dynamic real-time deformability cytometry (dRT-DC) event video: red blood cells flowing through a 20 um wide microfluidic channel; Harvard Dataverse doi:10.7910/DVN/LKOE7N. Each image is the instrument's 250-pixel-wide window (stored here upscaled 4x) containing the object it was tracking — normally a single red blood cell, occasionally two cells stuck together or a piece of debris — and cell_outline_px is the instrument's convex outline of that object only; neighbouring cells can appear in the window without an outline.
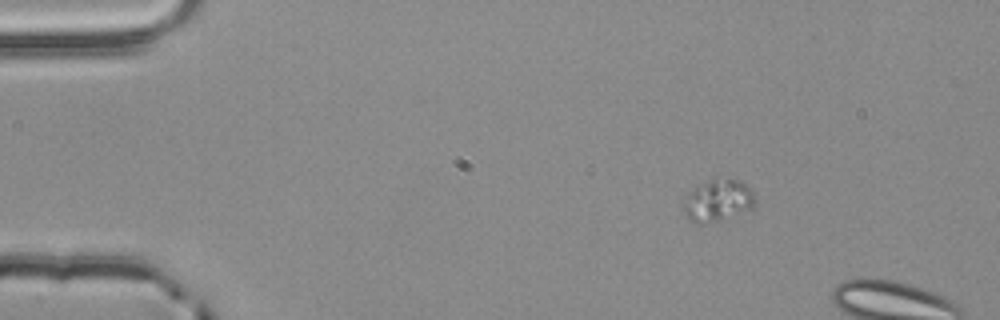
{"species": "common noctule bat (a hibernating species)", "species_latin": "Nyctalus noctula", "temperature_condition": "room temperature", "stored_images_in_passage": 2, "segment_of_instrument_passage": [1, 2], "camera_frame_rate_fps": 3000, "um_per_image_px": 0.085, "animal": {"sex": "male", "body_mass_g": 20.4}, "frame": {"image": 1, "passage_image": 1, "time_ms": 0.0, "image_size_px": [1000, 320], "cell_outline_px": [[756, 204], [752, 208], [716, 220], [692, 220], [684, 212], [684, 204], [688, 196], [696, 188], [712, 180], [736, 180], [744, 184], [752, 192], [756, 200]], "centroid_in_image_um": [61.09, 17.02], "position_along_channel_um": 23.9, "area_um2": 15.84}}